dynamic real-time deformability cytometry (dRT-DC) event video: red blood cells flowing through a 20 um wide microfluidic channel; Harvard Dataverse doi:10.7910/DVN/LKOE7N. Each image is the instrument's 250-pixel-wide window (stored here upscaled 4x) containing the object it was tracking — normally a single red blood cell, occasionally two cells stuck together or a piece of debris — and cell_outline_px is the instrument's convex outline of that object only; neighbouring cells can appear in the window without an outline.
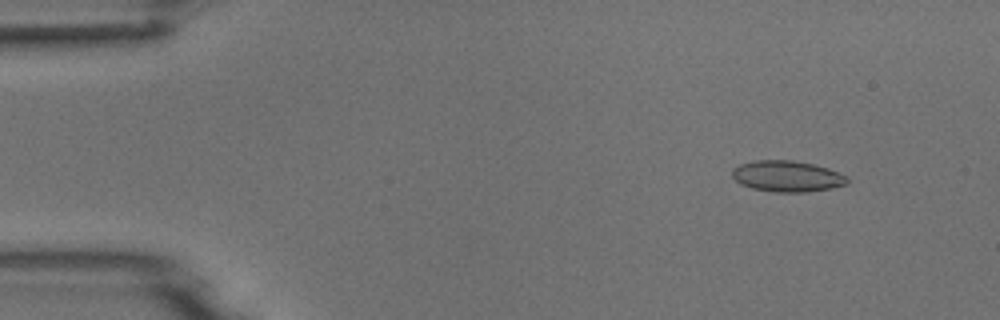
{"species": "common noctule bat (a hibernating species)", "species_latin": "Nyctalus noctula", "temperature_condition": "room temperature", "stored_images_in_passage": 5, "camera_frame_rate_fps": 3000, "um_per_image_px": 0.085, "animal": {"sex": "male", "body_mass_g": 18.8}, "frame": {"image": 1, "passage_image": 2, "time_ms": 1.0, "image_size_px": [1000, 320], "cell_outline_px": [[848, 184], [832, 188], [808, 192], [772, 192], [752, 188], [740, 184], [732, 176], [732, 168], [740, 164], [752, 160], [792, 160], [812, 164], [828, 168], [848, 176]], "centroid_in_image_um": [66.9, 14.98], "position_along_channel_um": 18.1, "area_um2": 21.04}}
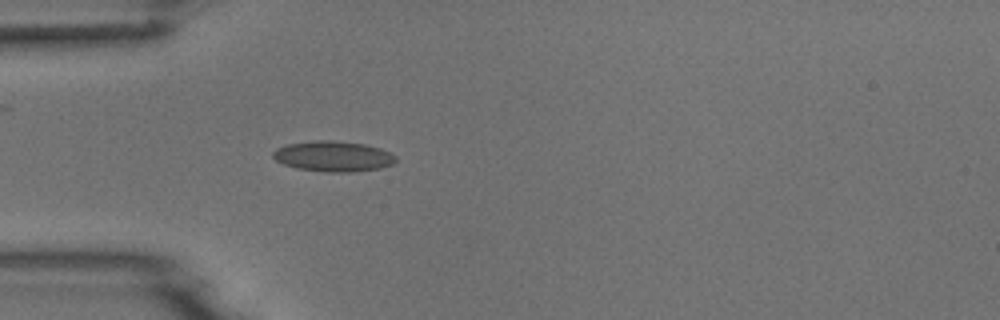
{"frame": {"image": 2, "passage_image": 5, "time_ms": 4.333, "image_size_px": [1000, 320], "cell_outline_px": [[396, 160], [392, 164], [380, 168], [352, 172], [324, 172], [296, 168], [284, 164], [276, 160], [272, 156], [272, 152], [276, 148], [288, 144], [316, 140], [332, 140], [364, 144], [380, 148], [396, 156]], "centroid_in_image_um": [28.31, 13.29], "position_along_channel_um": 56.7, "area_um2": 21.79}}